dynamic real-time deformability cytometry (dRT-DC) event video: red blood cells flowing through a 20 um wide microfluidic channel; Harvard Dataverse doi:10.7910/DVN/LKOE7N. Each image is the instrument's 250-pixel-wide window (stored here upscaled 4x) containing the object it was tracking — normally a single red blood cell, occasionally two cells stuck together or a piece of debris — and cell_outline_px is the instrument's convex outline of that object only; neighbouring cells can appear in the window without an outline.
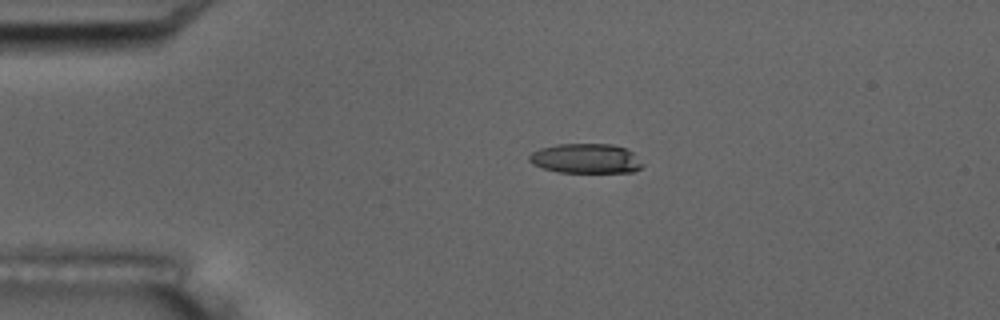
{"species": "common noctule bat (a hibernating species)", "species_latin": "Nyctalus noctula", "temperature_condition": "room temperature", "stored_images_in_passage": 3, "camera_frame_rate_fps": 3000, "um_per_image_px": 0.085, "animal": {"sex": "male", "body_mass_g": 17.5, "forearm_length_mm": 52.3}, "frame": {"image": 1, "passage_image": 2, "time_ms": 1.333, "image_size_px": [1000, 320], "cell_outline_px": [[644, 164], [640, 168], [632, 172], [556, 172], [532, 164], [528, 160], [528, 156], [532, 152], [540, 148], [556, 144], [612, 144], [624, 148], [632, 152]], "centroid_in_image_um": [49.77, 13.47], "position_along_channel_um": 35.2, "area_um2": 19.59}}